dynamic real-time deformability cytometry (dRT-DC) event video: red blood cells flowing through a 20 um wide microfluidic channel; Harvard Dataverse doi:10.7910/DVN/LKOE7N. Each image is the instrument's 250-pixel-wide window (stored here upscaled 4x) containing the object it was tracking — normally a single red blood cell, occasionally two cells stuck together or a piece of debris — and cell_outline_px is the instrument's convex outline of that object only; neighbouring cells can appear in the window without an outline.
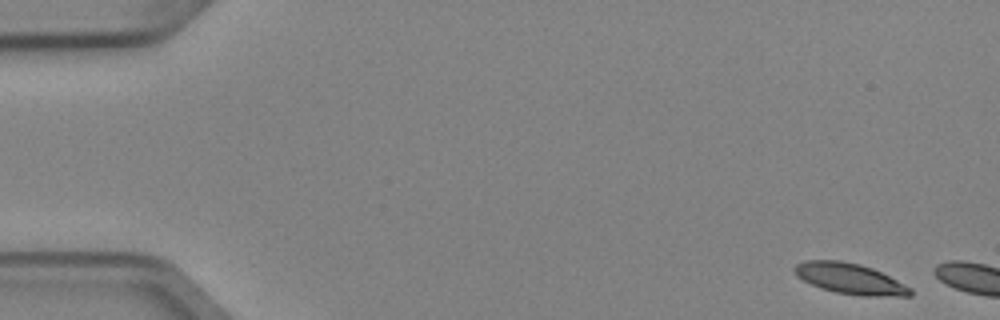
{"species": "Egyptian fruit bat (a non-hibernating species)", "species_latin": "Rousettus aegyptiacus", "temperature_condition": "cold", "stored_images_in_passage": 2, "camera_frame_rate_fps": 3000, "um_per_image_px": 0.085, "animal": {"sex": "female"}, "frame": {"image": 1, "passage_image": 1, "time_ms": 0.0, "image_size_px": [1000, 320], "cell_outline_px": [[912, 296], [864, 296], [836, 292], [820, 288], [796, 276], [792, 268], [796, 264], [804, 260], [840, 260], [860, 264], [872, 268], [912, 288]], "centroid_in_image_um": [72.22, 23.68], "position_along_channel_um": 12.8, "area_um2": 20.69}}